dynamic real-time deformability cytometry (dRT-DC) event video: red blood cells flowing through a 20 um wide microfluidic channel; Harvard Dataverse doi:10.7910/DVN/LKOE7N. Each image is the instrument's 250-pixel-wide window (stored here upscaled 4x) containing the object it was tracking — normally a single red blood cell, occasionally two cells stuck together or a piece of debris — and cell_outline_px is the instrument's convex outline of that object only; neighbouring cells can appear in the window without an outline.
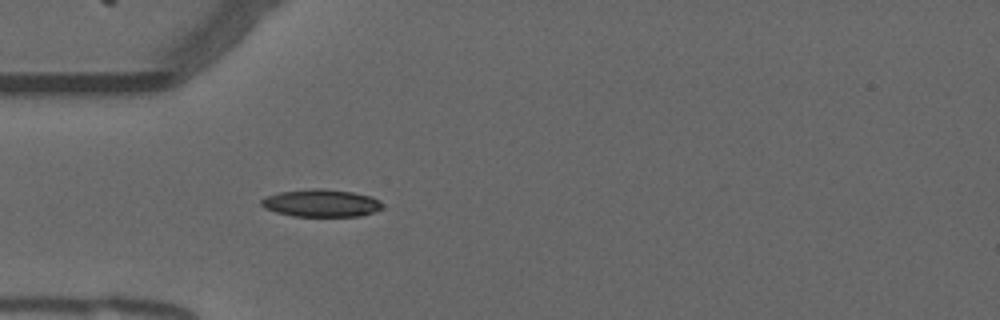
{"species": "common noctule bat (a hibernating species)", "species_latin": "Nyctalus noctula", "temperature_condition": "warm", "stored_images_in_passage": 54, "camera_frame_rate_fps": 3000, "um_per_image_px": 0.085, "animal": {"sex": "male", "forearm_length_mm": 52.5}, "frame": {"image": 1, "passage_image": 16, "time_ms": 5.0, "image_size_px": [1000, 320], "cell_outline_px": [[384, 204], [380, 208], [372, 212], [360, 216], [292, 216], [276, 212], [264, 208], [260, 204], [260, 200], [268, 196], [280, 192], [312, 188], [324, 188], [352, 192], [372, 196], [380, 200]], "centroid_in_image_um": [27.3, 17.26], "position_along_channel_um": 57.7, "area_um2": 19.42}}
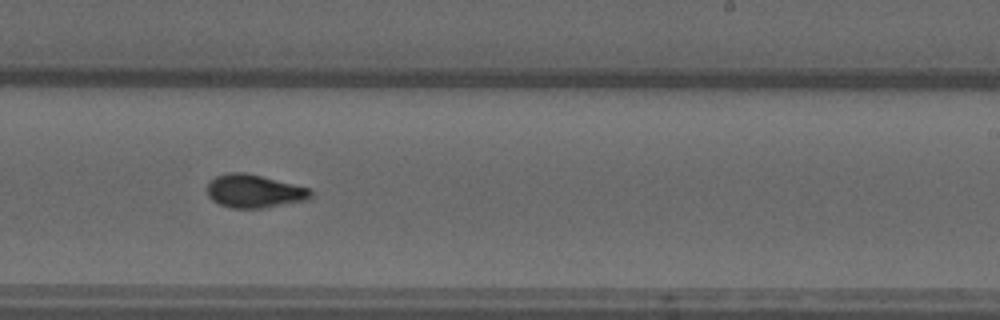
{"frame": {"image": 2, "passage_image": 33, "time_ms": 10.667, "image_size_px": [1000, 320], "cell_outline_px": [[312, 196], [308, 200], [260, 208], [232, 208], [220, 204], [212, 200], [208, 196], [208, 184], [216, 176], [228, 172], [244, 172], [312, 188]], "centroid_in_image_um": [21.64, 16.24], "position_along_channel_um": 267.4, "area_um2": 20.0}}
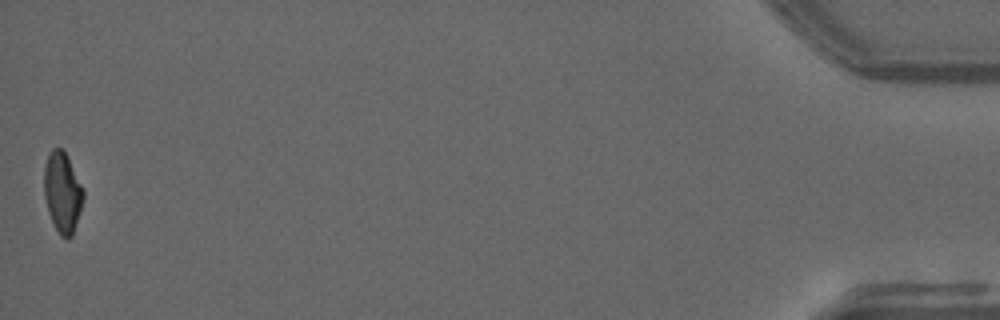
{"frame": {"image": 3, "passage_image": 54, "time_ms": 17.667, "image_size_px": [1000, 320], "cell_outline_px": [[84, 200], [72, 236], [68, 240], [60, 236], [48, 212], [44, 196], [44, 164], [52, 148], [60, 148], [64, 152], [84, 188]], "centroid_in_image_um": [5.31, 16.38], "position_along_channel_um": 429.9, "area_um2": 18.38}, "authors_computed_cell_mechanics": {"area_um2": 18.785, "velocity_mm_per_s": 3.7702, "shape_relaxation_time_tau1_ms": 5.8436, "shape_relaxation_time_tau2_ms": 2.3668, "deformation_change_tau1": 0.2019, "deformation_change_tau2": 0.0817}}